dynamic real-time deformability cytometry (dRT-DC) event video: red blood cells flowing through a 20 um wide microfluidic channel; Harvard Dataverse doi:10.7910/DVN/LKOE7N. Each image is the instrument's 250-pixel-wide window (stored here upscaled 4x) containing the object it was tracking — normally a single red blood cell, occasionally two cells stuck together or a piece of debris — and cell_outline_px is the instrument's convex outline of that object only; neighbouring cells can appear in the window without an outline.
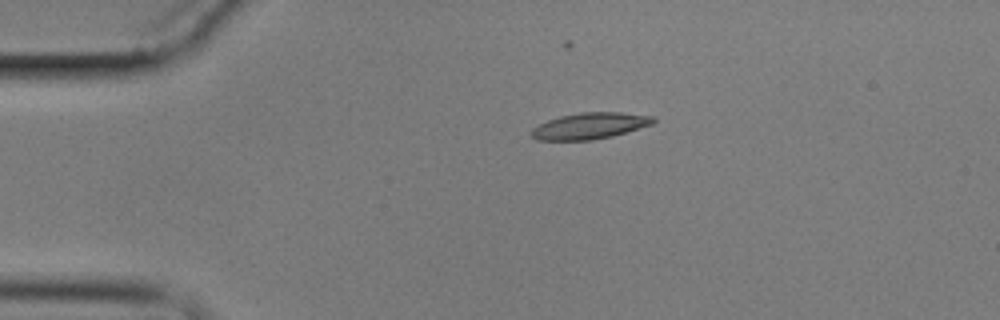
{"species": "common noctule bat (a hibernating species)", "species_latin": "Nyctalus noctula", "temperature_condition": "cold", "stored_images_in_passage": 8, "camera_frame_rate_fps": 3000, "um_per_image_px": 0.085, "animal": {"sex": "male", "body_mass_g": 17.9}, "frame": {"image": 1, "passage_image": 1, "time_ms": 0.0, "image_size_px": [1000, 320], "cell_outline_px": [[656, 120], [652, 124], [612, 136], [592, 140], [536, 140], [528, 132], [532, 128], [548, 120], [560, 116], [580, 112], [620, 112], [652, 116]], "centroid_in_image_um": [50.09, 10.7], "position_along_channel_um": 34.9, "area_um2": 18.61}}
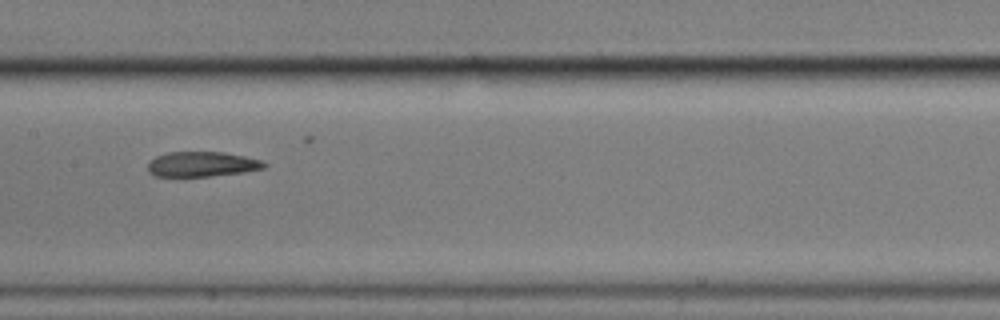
{"frame": {"image": 2, "passage_image": 5, "time_ms": 5.667, "image_size_px": [1000, 320], "cell_outline_px": [[268, 164], [264, 168], [244, 172], [208, 176], [156, 176], [148, 172], [148, 164], [156, 156], [168, 152], [224, 152], [264, 160]], "centroid_in_image_um": [17.2, 13.95], "position_along_channel_um": 190.2, "area_um2": 16.94}}
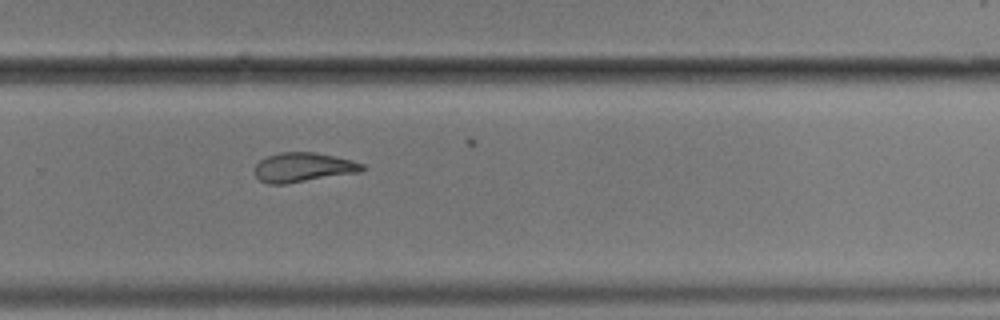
{"frame": {"image": 3, "passage_image": 8, "time_ms": 9.0, "image_size_px": [1000, 320], "cell_outline_px": [[364, 172], [284, 184], [268, 184], [260, 180], [256, 176], [256, 164], [260, 160], [268, 156], [280, 152], [312, 152], [352, 160], [364, 164]], "centroid_in_image_um": [25.81, 14.23], "position_along_channel_um": 304.0, "area_um2": 18.38}}